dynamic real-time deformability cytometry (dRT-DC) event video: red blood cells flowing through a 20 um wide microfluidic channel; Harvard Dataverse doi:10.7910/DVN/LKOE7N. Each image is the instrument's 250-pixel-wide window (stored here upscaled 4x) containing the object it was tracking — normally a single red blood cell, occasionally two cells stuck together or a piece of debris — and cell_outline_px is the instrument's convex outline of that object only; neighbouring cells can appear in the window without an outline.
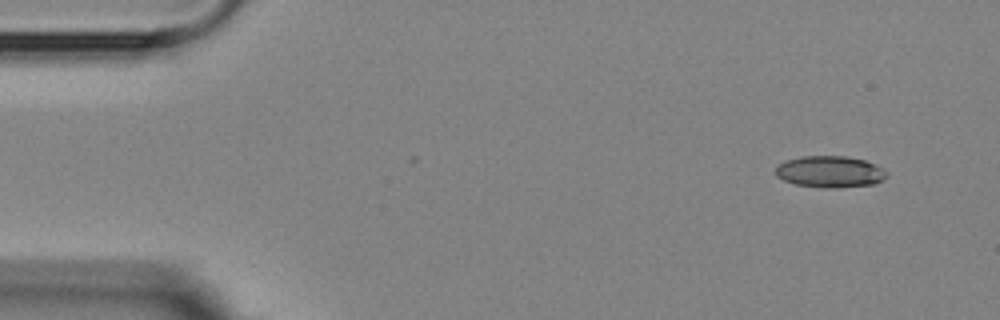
{"species": "Egyptian fruit bat (a non-hibernating species)", "species_latin": "Rousettus aegyptiacus", "temperature_condition": "room temperature", "stored_images_in_passage": 4, "camera_frame_rate_fps": 3000, "um_per_image_px": 0.085, "animal": {"sex": "female"}, "frame": {"image": 1, "passage_image": 1, "time_ms": 0.0, "image_size_px": [1000, 320], "cell_outline_px": [[888, 172], [876, 184], [836, 188], [824, 188], [796, 184], [784, 180], [776, 176], [776, 168], [780, 164], [788, 160], [800, 156], [844, 156], [864, 160], [876, 164], [884, 168]], "centroid_in_image_um": [70.57, 14.6], "position_along_channel_um": 14.4, "area_um2": 20.35}}